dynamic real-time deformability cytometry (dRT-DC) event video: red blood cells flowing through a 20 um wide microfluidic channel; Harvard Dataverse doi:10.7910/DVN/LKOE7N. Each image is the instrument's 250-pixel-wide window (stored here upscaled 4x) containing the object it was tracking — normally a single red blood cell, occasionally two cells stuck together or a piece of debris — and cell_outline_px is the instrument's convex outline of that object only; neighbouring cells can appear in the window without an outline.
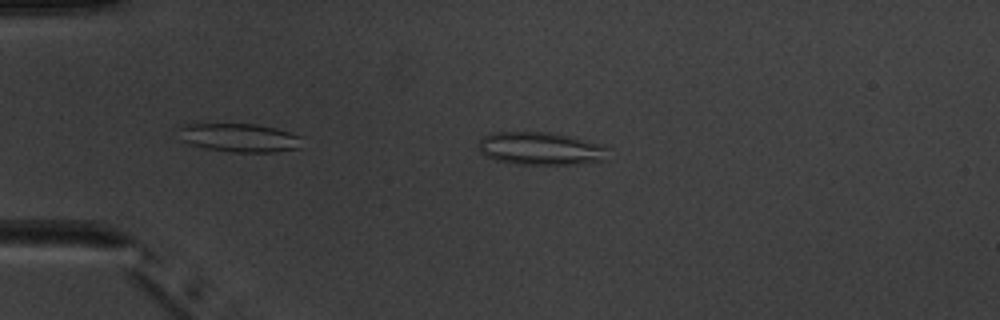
{"species": "common noctule bat (a hibernating species)", "species_latin": "Nyctalus noctula", "temperature_condition": "warm", "stored_images_in_passage": 4, "camera_frame_rate_fps": 3000, "um_per_image_px": 0.085, "animal": {"sex": "male", "body_mass_g": 20.1, "forearm_length_mm": 53.5}, "frame": {"image": 1, "passage_image": 3, "time_ms": 2.333, "image_size_px": [1000, 320], "cell_outline_px": [[608, 148], [604, 160], [576, 164], [516, 164], [496, 160], [484, 156], [480, 152], [476, 144], [484, 136], [492, 132], [548, 132], [568, 136], [604, 144]], "centroid_in_image_um": [45.91, 12.62], "position_along_channel_um": 39.1, "area_um2": 24.91}}